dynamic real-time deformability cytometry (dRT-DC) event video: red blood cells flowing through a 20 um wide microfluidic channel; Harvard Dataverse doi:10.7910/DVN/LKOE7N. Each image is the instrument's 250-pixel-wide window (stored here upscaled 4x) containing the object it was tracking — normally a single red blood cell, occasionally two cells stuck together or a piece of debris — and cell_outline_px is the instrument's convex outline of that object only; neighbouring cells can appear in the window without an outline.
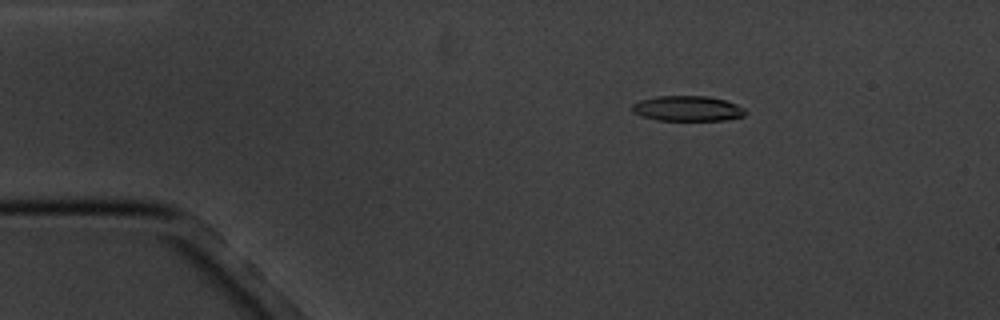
{"species": "common noctule bat (a hibernating species)", "species_latin": "Nyctalus noctula", "temperature_condition": "cold", "stored_images_in_passage": 4, "camera_frame_rate_fps": 3000, "um_per_image_px": 0.085, "animal": {"sex": "male", "body_mass_g": 20.1, "forearm_length_mm": 53.5}, "frame": {"image": 1, "passage_image": 2, "time_ms": 1.0, "image_size_px": [1000, 320], "cell_outline_px": [[748, 112], [744, 116], [724, 120], [656, 120], [632, 112], [632, 104], [640, 100], [656, 96], [708, 96], [724, 100], [736, 104], [744, 108]], "centroid_in_image_um": [58.45, 9.22], "position_along_channel_um": 26.5, "area_um2": 16.65}}